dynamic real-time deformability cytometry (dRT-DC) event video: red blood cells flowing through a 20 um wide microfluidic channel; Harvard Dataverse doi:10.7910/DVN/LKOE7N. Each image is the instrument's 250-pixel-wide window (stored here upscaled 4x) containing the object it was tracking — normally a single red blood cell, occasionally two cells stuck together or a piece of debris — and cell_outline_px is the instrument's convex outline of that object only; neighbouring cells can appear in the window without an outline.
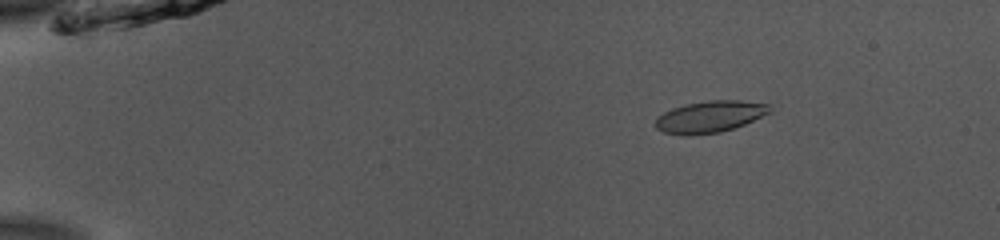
{"species": "common noctule bat (a hibernating species)", "species_latin": "Nyctalus noctula", "temperature_condition": "room temperature", "stored_images_in_passage": 53, "camera_frame_rate_fps": 3000, "um_per_image_px": 0.085, "animal": {"sex": "male", "body_mass_g": 13.0, "forearm_length_mm": 53.1}, "frame": {"image": 1, "passage_image": 9, "time_ms": 2.667, "image_size_px": [1000, 240], "cell_outline_px": [[772, 112], [744, 124], [720, 132], [684, 136], [664, 132], [656, 128], [656, 116], [672, 108], [684, 104], [708, 100], [740, 100], [768, 104], [772, 108]], "centroid_in_image_um": [60.33, 9.91], "position_along_channel_um": 24.7, "area_um2": 21.15}}
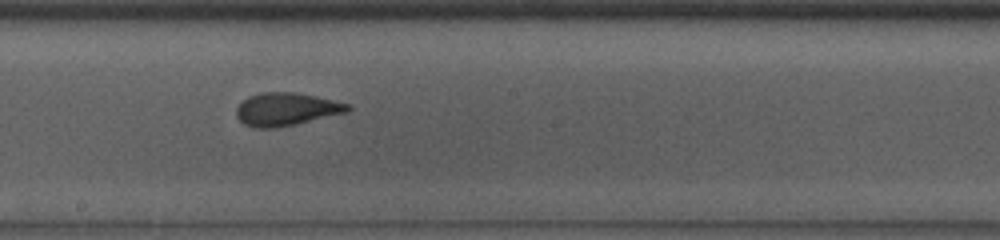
{"frame": {"image": 2, "passage_image": 31, "time_ms": 10.0, "image_size_px": [1000, 240], "cell_outline_px": [[352, 108], [348, 112], [296, 124], [276, 128], [252, 128], [244, 124], [236, 116], [236, 108], [248, 96], [260, 92], [296, 92], [316, 96], [352, 104]], "centroid_in_image_um": [24.35, 9.28], "position_along_channel_um": 223.8, "area_um2": 21.62}}
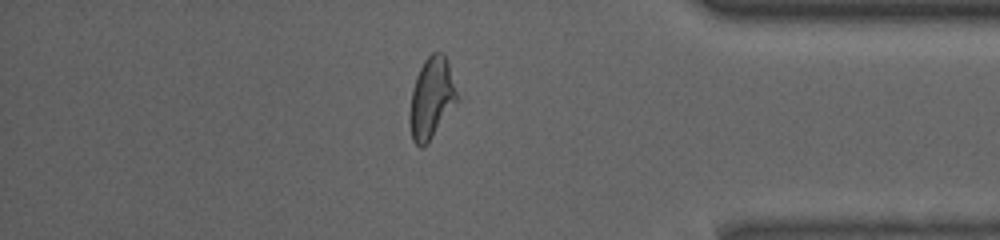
{"frame": {"image": 3, "passage_image": 46, "time_ms": 15.0, "image_size_px": [1000, 240], "cell_outline_px": [[460, 100], [428, 144], [424, 148], [420, 148], [412, 140], [408, 120], [408, 116], [412, 88], [416, 76], [424, 60], [432, 52], [444, 52], [448, 60]], "centroid_in_image_um": [36.69, 8.37], "position_along_channel_um": 398.5, "area_um2": 23.24}, "authors_computed_cell_mechanics": {"area_um2": 21.3282, "velocity_mm_per_s": 3.8763, "shape_relaxation_time_tau1_ms": 3.2468, "shape_relaxation_time_tau2_ms": 1.1947, "deformation_change_tau1": 0.1324, "deformation_change_tau2": 0.0559}}